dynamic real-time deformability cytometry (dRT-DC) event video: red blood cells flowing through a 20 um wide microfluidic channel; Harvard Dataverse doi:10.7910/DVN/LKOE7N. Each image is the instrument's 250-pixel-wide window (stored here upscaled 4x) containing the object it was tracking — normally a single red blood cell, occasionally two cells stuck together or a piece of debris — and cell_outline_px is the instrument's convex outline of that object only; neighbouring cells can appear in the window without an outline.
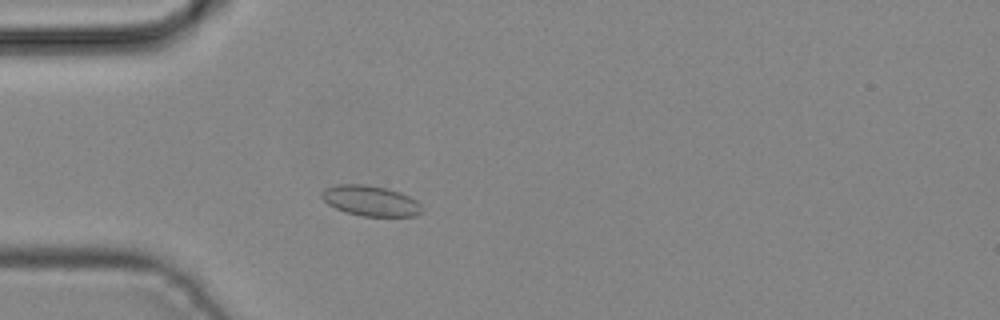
{"species": "common noctule bat (a hibernating species)", "species_latin": "Nyctalus noctula", "temperature_condition": "cold", "stored_images_in_passage": 2, "camera_frame_rate_fps": 3000, "um_per_image_px": 0.085, "animal": {"sex": "male", "body_mass_g": 19.2, "forearm_length_mm": 51.8}, "frame": {"image": 1, "passage_image": 2, "time_ms": 0.333, "image_size_px": [1000, 320], "cell_outline_px": [[424, 212], [416, 216], [360, 216], [344, 212], [328, 204], [320, 196], [320, 192], [324, 188], [336, 184], [364, 184], [384, 188], [400, 192], [416, 200], [424, 208]], "centroid_in_image_um": [31.49, 17.07], "position_along_channel_um": 53.5, "area_um2": 17.98}}